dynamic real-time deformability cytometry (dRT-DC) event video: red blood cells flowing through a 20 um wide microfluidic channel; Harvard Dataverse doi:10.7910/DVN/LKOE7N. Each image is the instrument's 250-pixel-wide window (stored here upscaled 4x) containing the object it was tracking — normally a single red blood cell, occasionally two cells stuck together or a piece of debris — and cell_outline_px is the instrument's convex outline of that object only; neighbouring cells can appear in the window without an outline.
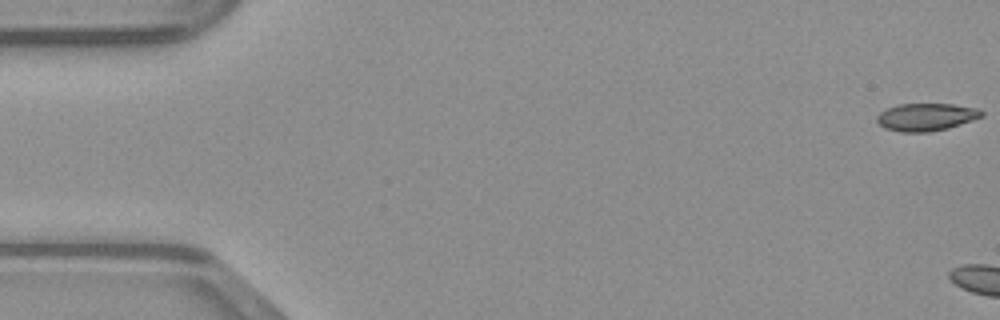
{"species": "common noctule bat (a hibernating species)", "species_latin": "Nyctalus noctula", "temperature_condition": "warm", "stored_images_in_passage": 4, "camera_frame_rate_fps": 3000, "um_per_image_px": 0.085, "animal": {"sex": "male", "body_mass_g": 23.1, "forearm_length_mm": 52.7}, "frame": {"image": 1, "passage_image": 1, "time_ms": 0.0, "image_size_px": [1000, 320], "cell_outline_px": [[984, 116], [948, 128], [928, 132], [900, 132], [884, 128], [876, 120], [876, 116], [880, 112], [896, 104], [952, 104], [976, 108], [984, 112]], "centroid_in_image_um": [78.7, 9.94], "position_along_channel_um": 6.3, "area_um2": 16.82}}